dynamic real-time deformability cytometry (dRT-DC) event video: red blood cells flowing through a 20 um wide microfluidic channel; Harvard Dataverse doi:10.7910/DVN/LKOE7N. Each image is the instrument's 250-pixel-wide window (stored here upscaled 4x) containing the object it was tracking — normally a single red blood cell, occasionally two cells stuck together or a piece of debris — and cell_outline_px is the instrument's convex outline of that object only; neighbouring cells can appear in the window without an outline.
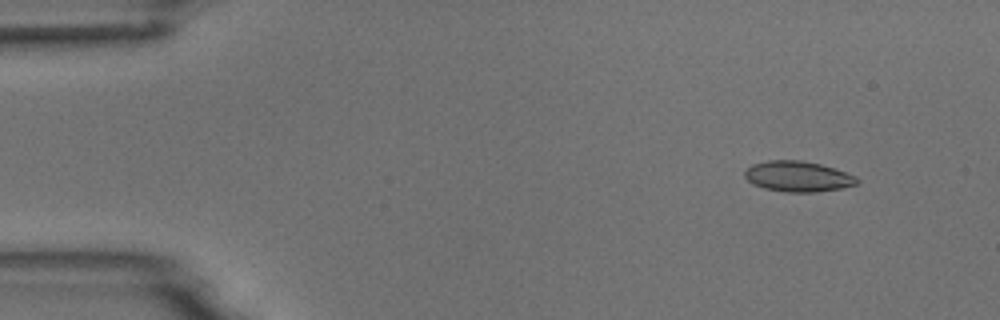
{"species": "common noctule bat (a hibernating species)", "species_latin": "Nyctalus noctula", "temperature_condition": "room temperature", "stored_images_in_passage": 6, "camera_frame_rate_fps": 3000, "um_per_image_px": 0.085, "animal": {"sex": "male", "body_mass_g": 18.8}, "frame": {"image": 1, "passage_image": 2, "time_ms": 1.333, "image_size_px": [1000, 320], "cell_outline_px": [[860, 180], [856, 184], [840, 188], [816, 192], [784, 192], [764, 188], [752, 184], [744, 176], [744, 172], [752, 164], [768, 160], [800, 160], [820, 164], [836, 168], [856, 176]], "centroid_in_image_um": [67.82, 14.99], "position_along_channel_um": 17.2, "area_um2": 20.06}}